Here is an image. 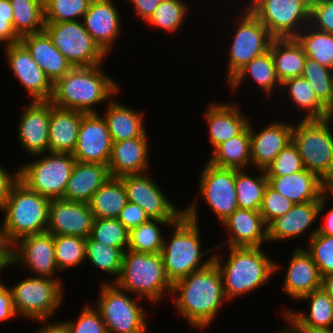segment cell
Returning <instances> with one entry per match:
<instances>
[{
    "label": "cell",
    "instance_id": "cell-29",
    "mask_svg": "<svg viewBox=\"0 0 333 333\" xmlns=\"http://www.w3.org/2000/svg\"><path fill=\"white\" fill-rule=\"evenodd\" d=\"M268 185L295 204L320 201L327 184L305 168L282 176H267Z\"/></svg>",
    "mask_w": 333,
    "mask_h": 333
},
{
    "label": "cell",
    "instance_id": "cell-43",
    "mask_svg": "<svg viewBox=\"0 0 333 333\" xmlns=\"http://www.w3.org/2000/svg\"><path fill=\"white\" fill-rule=\"evenodd\" d=\"M176 221L149 219L130 230L128 249L149 254L161 253L164 235L160 226L170 227Z\"/></svg>",
    "mask_w": 333,
    "mask_h": 333
},
{
    "label": "cell",
    "instance_id": "cell-50",
    "mask_svg": "<svg viewBox=\"0 0 333 333\" xmlns=\"http://www.w3.org/2000/svg\"><path fill=\"white\" fill-rule=\"evenodd\" d=\"M304 169L298 149L291 141L265 169L267 176L290 175Z\"/></svg>",
    "mask_w": 333,
    "mask_h": 333
},
{
    "label": "cell",
    "instance_id": "cell-15",
    "mask_svg": "<svg viewBox=\"0 0 333 333\" xmlns=\"http://www.w3.org/2000/svg\"><path fill=\"white\" fill-rule=\"evenodd\" d=\"M150 176L146 172L120 177L128 201L138 204L150 219L178 221L184 215V208H177Z\"/></svg>",
    "mask_w": 333,
    "mask_h": 333
},
{
    "label": "cell",
    "instance_id": "cell-18",
    "mask_svg": "<svg viewBox=\"0 0 333 333\" xmlns=\"http://www.w3.org/2000/svg\"><path fill=\"white\" fill-rule=\"evenodd\" d=\"M330 199H332V193L326 189L320 197V201L294 204L285 215L275 218L267 225L268 243L292 240L308 233V230H311L313 224H316L319 216L324 212Z\"/></svg>",
    "mask_w": 333,
    "mask_h": 333
},
{
    "label": "cell",
    "instance_id": "cell-37",
    "mask_svg": "<svg viewBox=\"0 0 333 333\" xmlns=\"http://www.w3.org/2000/svg\"><path fill=\"white\" fill-rule=\"evenodd\" d=\"M128 203L124 184L120 178L110 177L92 196L88 203L94 219H117Z\"/></svg>",
    "mask_w": 333,
    "mask_h": 333
},
{
    "label": "cell",
    "instance_id": "cell-41",
    "mask_svg": "<svg viewBox=\"0 0 333 333\" xmlns=\"http://www.w3.org/2000/svg\"><path fill=\"white\" fill-rule=\"evenodd\" d=\"M85 253L86 262L90 261V265L103 271L112 280H104L101 283H114L118 279L124 254L120 248L101 244L89 236L86 238Z\"/></svg>",
    "mask_w": 333,
    "mask_h": 333
},
{
    "label": "cell",
    "instance_id": "cell-46",
    "mask_svg": "<svg viewBox=\"0 0 333 333\" xmlns=\"http://www.w3.org/2000/svg\"><path fill=\"white\" fill-rule=\"evenodd\" d=\"M130 231L118 220L113 218L94 219L90 237L101 244L128 249Z\"/></svg>",
    "mask_w": 333,
    "mask_h": 333
},
{
    "label": "cell",
    "instance_id": "cell-67",
    "mask_svg": "<svg viewBox=\"0 0 333 333\" xmlns=\"http://www.w3.org/2000/svg\"><path fill=\"white\" fill-rule=\"evenodd\" d=\"M315 333H333V330L318 331Z\"/></svg>",
    "mask_w": 333,
    "mask_h": 333
},
{
    "label": "cell",
    "instance_id": "cell-12",
    "mask_svg": "<svg viewBox=\"0 0 333 333\" xmlns=\"http://www.w3.org/2000/svg\"><path fill=\"white\" fill-rule=\"evenodd\" d=\"M274 38H295L309 23L311 0H246Z\"/></svg>",
    "mask_w": 333,
    "mask_h": 333
},
{
    "label": "cell",
    "instance_id": "cell-31",
    "mask_svg": "<svg viewBox=\"0 0 333 333\" xmlns=\"http://www.w3.org/2000/svg\"><path fill=\"white\" fill-rule=\"evenodd\" d=\"M110 177L108 166L105 164L76 162L63 199L89 203L94 193Z\"/></svg>",
    "mask_w": 333,
    "mask_h": 333
},
{
    "label": "cell",
    "instance_id": "cell-32",
    "mask_svg": "<svg viewBox=\"0 0 333 333\" xmlns=\"http://www.w3.org/2000/svg\"><path fill=\"white\" fill-rule=\"evenodd\" d=\"M84 114L56 107L50 102L49 152L70 154L74 152Z\"/></svg>",
    "mask_w": 333,
    "mask_h": 333
},
{
    "label": "cell",
    "instance_id": "cell-61",
    "mask_svg": "<svg viewBox=\"0 0 333 333\" xmlns=\"http://www.w3.org/2000/svg\"><path fill=\"white\" fill-rule=\"evenodd\" d=\"M321 289H323L333 301V274L322 277Z\"/></svg>",
    "mask_w": 333,
    "mask_h": 333
},
{
    "label": "cell",
    "instance_id": "cell-51",
    "mask_svg": "<svg viewBox=\"0 0 333 333\" xmlns=\"http://www.w3.org/2000/svg\"><path fill=\"white\" fill-rule=\"evenodd\" d=\"M74 321L66 320L69 333H108L100 312L90 303L80 310Z\"/></svg>",
    "mask_w": 333,
    "mask_h": 333
},
{
    "label": "cell",
    "instance_id": "cell-42",
    "mask_svg": "<svg viewBox=\"0 0 333 333\" xmlns=\"http://www.w3.org/2000/svg\"><path fill=\"white\" fill-rule=\"evenodd\" d=\"M305 55L333 70V35L308 24L296 37Z\"/></svg>",
    "mask_w": 333,
    "mask_h": 333
},
{
    "label": "cell",
    "instance_id": "cell-22",
    "mask_svg": "<svg viewBox=\"0 0 333 333\" xmlns=\"http://www.w3.org/2000/svg\"><path fill=\"white\" fill-rule=\"evenodd\" d=\"M249 120L251 140V166L265 170L280 151L292 141L293 124L284 121H271L256 130ZM252 124V125H251Z\"/></svg>",
    "mask_w": 333,
    "mask_h": 333
},
{
    "label": "cell",
    "instance_id": "cell-35",
    "mask_svg": "<svg viewBox=\"0 0 333 333\" xmlns=\"http://www.w3.org/2000/svg\"><path fill=\"white\" fill-rule=\"evenodd\" d=\"M269 50L281 83L302 75L307 56L296 38H274Z\"/></svg>",
    "mask_w": 333,
    "mask_h": 333
},
{
    "label": "cell",
    "instance_id": "cell-52",
    "mask_svg": "<svg viewBox=\"0 0 333 333\" xmlns=\"http://www.w3.org/2000/svg\"><path fill=\"white\" fill-rule=\"evenodd\" d=\"M294 204V202L267 185L259 211L264 223L268 225L275 218L285 215Z\"/></svg>",
    "mask_w": 333,
    "mask_h": 333
},
{
    "label": "cell",
    "instance_id": "cell-13",
    "mask_svg": "<svg viewBox=\"0 0 333 333\" xmlns=\"http://www.w3.org/2000/svg\"><path fill=\"white\" fill-rule=\"evenodd\" d=\"M44 31L73 67L96 66L108 56L87 32L82 20L45 22Z\"/></svg>",
    "mask_w": 333,
    "mask_h": 333
},
{
    "label": "cell",
    "instance_id": "cell-23",
    "mask_svg": "<svg viewBox=\"0 0 333 333\" xmlns=\"http://www.w3.org/2000/svg\"><path fill=\"white\" fill-rule=\"evenodd\" d=\"M300 300L307 301L309 313L289 308L282 312L293 333L333 330V301L323 289L314 290Z\"/></svg>",
    "mask_w": 333,
    "mask_h": 333
},
{
    "label": "cell",
    "instance_id": "cell-60",
    "mask_svg": "<svg viewBox=\"0 0 333 333\" xmlns=\"http://www.w3.org/2000/svg\"><path fill=\"white\" fill-rule=\"evenodd\" d=\"M333 198V194H332ZM333 200V199H332ZM324 224L318 225V227H315L314 230L312 229L309 238H311L316 232L318 234L322 235H329L333 236V207L329 209L327 212V215L325 217V220L323 222Z\"/></svg>",
    "mask_w": 333,
    "mask_h": 333
},
{
    "label": "cell",
    "instance_id": "cell-49",
    "mask_svg": "<svg viewBox=\"0 0 333 333\" xmlns=\"http://www.w3.org/2000/svg\"><path fill=\"white\" fill-rule=\"evenodd\" d=\"M307 240L308 249H304L318 266L321 277L333 274V236L316 232Z\"/></svg>",
    "mask_w": 333,
    "mask_h": 333
},
{
    "label": "cell",
    "instance_id": "cell-6",
    "mask_svg": "<svg viewBox=\"0 0 333 333\" xmlns=\"http://www.w3.org/2000/svg\"><path fill=\"white\" fill-rule=\"evenodd\" d=\"M114 283L134 296L146 298L153 305L172 293V284L166 276L161 253L149 254L127 249L123 254L120 275Z\"/></svg>",
    "mask_w": 333,
    "mask_h": 333
},
{
    "label": "cell",
    "instance_id": "cell-65",
    "mask_svg": "<svg viewBox=\"0 0 333 333\" xmlns=\"http://www.w3.org/2000/svg\"><path fill=\"white\" fill-rule=\"evenodd\" d=\"M288 327H285L284 329H279L278 331L276 330V332L274 331L273 333H293L292 327L287 324Z\"/></svg>",
    "mask_w": 333,
    "mask_h": 333
},
{
    "label": "cell",
    "instance_id": "cell-48",
    "mask_svg": "<svg viewBox=\"0 0 333 333\" xmlns=\"http://www.w3.org/2000/svg\"><path fill=\"white\" fill-rule=\"evenodd\" d=\"M92 0H47L44 3L45 22L82 20Z\"/></svg>",
    "mask_w": 333,
    "mask_h": 333
},
{
    "label": "cell",
    "instance_id": "cell-26",
    "mask_svg": "<svg viewBox=\"0 0 333 333\" xmlns=\"http://www.w3.org/2000/svg\"><path fill=\"white\" fill-rule=\"evenodd\" d=\"M148 133L142 137L113 142L108 169L111 177L120 178L126 175L149 172Z\"/></svg>",
    "mask_w": 333,
    "mask_h": 333
},
{
    "label": "cell",
    "instance_id": "cell-58",
    "mask_svg": "<svg viewBox=\"0 0 333 333\" xmlns=\"http://www.w3.org/2000/svg\"><path fill=\"white\" fill-rule=\"evenodd\" d=\"M134 6L135 15L145 23L154 13L162 0H127Z\"/></svg>",
    "mask_w": 333,
    "mask_h": 333
},
{
    "label": "cell",
    "instance_id": "cell-19",
    "mask_svg": "<svg viewBox=\"0 0 333 333\" xmlns=\"http://www.w3.org/2000/svg\"><path fill=\"white\" fill-rule=\"evenodd\" d=\"M112 146L113 141L103 116L100 113L84 114L72 153L76 162L108 165Z\"/></svg>",
    "mask_w": 333,
    "mask_h": 333
},
{
    "label": "cell",
    "instance_id": "cell-36",
    "mask_svg": "<svg viewBox=\"0 0 333 333\" xmlns=\"http://www.w3.org/2000/svg\"><path fill=\"white\" fill-rule=\"evenodd\" d=\"M210 155L209 163L223 168L246 169L251 166L249 125L236 137L219 144Z\"/></svg>",
    "mask_w": 333,
    "mask_h": 333
},
{
    "label": "cell",
    "instance_id": "cell-63",
    "mask_svg": "<svg viewBox=\"0 0 333 333\" xmlns=\"http://www.w3.org/2000/svg\"><path fill=\"white\" fill-rule=\"evenodd\" d=\"M0 16L13 17V10L10 0H0Z\"/></svg>",
    "mask_w": 333,
    "mask_h": 333
},
{
    "label": "cell",
    "instance_id": "cell-2",
    "mask_svg": "<svg viewBox=\"0 0 333 333\" xmlns=\"http://www.w3.org/2000/svg\"><path fill=\"white\" fill-rule=\"evenodd\" d=\"M194 200L184 208V215L170 226L173 228L170 239L164 238L161 255L166 276L172 285L193 271L208 266L214 260V255L203 260L207 253L215 250V245L202 251L198 223L199 208H197V198Z\"/></svg>",
    "mask_w": 333,
    "mask_h": 333
},
{
    "label": "cell",
    "instance_id": "cell-54",
    "mask_svg": "<svg viewBox=\"0 0 333 333\" xmlns=\"http://www.w3.org/2000/svg\"><path fill=\"white\" fill-rule=\"evenodd\" d=\"M117 219L130 231L147 222L150 218L138 204L128 201Z\"/></svg>",
    "mask_w": 333,
    "mask_h": 333
},
{
    "label": "cell",
    "instance_id": "cell-62",
    "mask_svg": "<svg viewBox=\"0 0 333 333\" xmlns=\"http://www.w3.org/2000/svg\"><path fill=\"white\" fill-rule=\"evenodd\" d=\"M11 266V258L8 250H1L0 251V277L2 274V270L9 268ZM1 279V278H0ZM3 284L0 280V286Z\"/></svg>",
    "mask_w": 333,
    "mask_h": 333
},
{
    "label": "cell",
    "instance_id": "cell-47",
    "mask_svg": "<svg viewBox=\"0 0 333 333\" xmlns=\"http://www.w3.org/2000/svg\"><path fill=\"white\" fill-rule=\"evenodd\" d=\"M301 77L312 85L316 96L326 106L333 93V70L307 57Z\"/></svg>",
    "mask_w": 333,
    "mask_h": 333
},
{
    "label": "cell",
    "instance_id": "cell-8",
    "mask_svg": "<svg viewBox=\"0 0 333 333\" xmlns=\"http://www.w3.org/2000/svg\"><path fill=\"white\" fill-rule=\"evenodd\" d=\"M94 307L100 312L108 333H148L147 310L140 306L142 298L115 283H101ZM136 298V299H135Z\"/></svg>",
    "mask_w": 333,
    "mask_h": 333
},
{
    "label": "cell",
    "instance_id": "cell-9",
    "mask_svg": "<svg viewBox=\"0 0 333 333\" xmlns=\"http://www.w3.org/2000/svg\"><path fill=\"white\" fill-rule=\"evenodd\" d=\"M34 156L35 160L20 164L18 167L19 180L30 190L50 200L63 199L76 163L73 155L47 152Z\"/></svg>",
    "mask_w": 333,
    "mask_h": 333
},
{
    "label": "cell",
    "instance_id": "cell-24",
    "mask_svg": "<svg viewBox=\"0 0 333 333\" xmlns=\"http://www.w3.org/2000/svg\"><path fill=\"white\" fill-rule=\"evenodd\" d=\"M113 0H92L82 22L93 40L110 54L121 34L122 17Z\"/></svg>",
    "mask_w": 333,
    "mask_h": 333
},
{
    "label": "cell",
    "instance_id": "cell-30",
    "mask_svg": "<svg viewBox=\"0 0 333 333\" xmlns=\"http://www.w3.org/2000/svg\"><path fill=\"white\" fill-rule=\"evenodd\" d=\"M20 42L27 48L52 84L73 68L66 57L54 46L45 31L23 36Z\"/></svg>",
    "mask_w": 333,
    "mask_h": 333
},
{
    "label": "cell",
    "instance_id": "cell-17",
    "mask_svg": "<svg viewBox=\"0 0 333 333\" xmlns=\"http://www.w3.org/2000/svg\"><path fill=\"white\" fill-rule=\"evenodd\" d=\"M5 60L17 79L32 99L31 101H50L53 94V84L44 71L32 58L27 48L21 43L3 47Z\"/></svg>",
    "mask_w": 333,
    "mask_h": 333
},
{
    "label": "cell",
    "instance_id": "cell-16",
    "mask_svg": "<svg viewBox=\"0 0 333 333\" xmlns=\"http://www.w3.org/2000/svg\"><path fill=\"white\" fill-rule=\"evenodd\" d=\"M8 251L12 266L21 264V267L25 266L34 277L53 278L63 284L60 276H56L59 270L56 266L53 234L44 232L24 236L15 242Z\"/></svg>",
    "mask_w": 333,
    "mask_h": 333
},
{
    "label": "cell",
    "instance_id": "cell-55",
    "mask_svg": "<svg viewBox=\"0 0 333 333\" xmlns=\"http://www.w3.org/2000/svg\"><path fill=\"white\" fill-rule=\"evenodd\" d=\"M18 316L13 302V295L9 285L3 283L0 286V323L7 322Z\"/></svg>",
    "mask_w": 333,
    "mask_h": 333
},
{
    "label": "cell",
    "instance_id": "cell-1",
    "mask_svg": "<svg viewBox=\"0 0 333 333\" xmlns=\"http://www.w3.org/2000/svg\"><path fill=\"white\" fill-rule=\"evenodd\" d=\"M171 298L175 300L177 313L197 330L211 326L223 303L228 302L221 273L214 261L175 282Z\"/></svg>",
    "mask_w": 333,
    "mask_h": 333
},
{
    "label": "cell",
    "instance_id": "cell-3",
    "mask_svg": "<svg viewBox=\"0 0 333 333\" xmlns=\"http://www.w3.org/2000/svg\"><path fill=\"white\" fill-rule=\"evenodd\" d=\"M101 67L102 64L73 67L53 84L50 102L62 109L99 113L95 105L111 101L120 91L117 81Z\"/></svg>",
    "mask_w": 333,
    "mask_h": 333
},
{
    "label": "cell",
    "instance_id": "cell-38",
    "mask_svg": "<svg viewBox=\"0 0 333 333\" xmlns=\"http://www.w3.org/2000/svg\"><path fill=\"white\" fill-rule=\"evenodd\" d=\"M284 90H283V89ZM282 91H286L290 102L303 112L300 119H324L327 118L326 106L316 96L312 85L303 77H295L281 83Z\"/></svg>",
    "mask_w": 333,
    "mask_h": 333
},
{
    "label": "cell",
    "instance_id": "cell-39",
    "mask_svg": "<svg viewBox=\"0 0 333 333\" xmlns=\"http://www.w3.org/2000/svg\"><path fill=\"white\" fill-rule=\"evenodd\" d=\"M260 173L248 175L246 169H235V189L239 209L259 210L268 179L265 170L256 169Z\"/></svg>",
    "mask_w": 333,
    "mask_h": 333
},
{
    "label": "cell",
    "instance_id": "cell-45",
    "mask_svg": "<svg viewBox=\"0 0 333 333\" xmlns=\"http://www.w3.org/2000/svg\"><path fill=\"white\" fill-rule=\"evenodd\" d=\"M85 247L86 238L54 235V254L58 270L62 272L82 266L86 261Z\"/></svg>",
    "mask_w": 333,
    "mask_h": 333
},
{
    "label": "cell",
    "instance_id": "cell-10",
    "mask_svg": "<svg viewBox=\"0 0 333 333\" xmlns=\"http://www.w3.org/2000/svg\"><path fill=\"white\" fill-rule=\"evenodd\" d=\"M64 286L57 279L34 276L10 286L16 314L26 320H50L63 304Z\"/></svg>",
    "mask_w": 333,
    "mask_h": 333
},
{
    "label": "cell",
    "instance_id": "cell-34",
    "mask_svg": "<svg viewBox=\"0 0 333 333\" xmlns=\"http://www.w3.org/2000/svg\"><path fill=\"white\" fill-rule=\"evenodd\" d=\"M246 78L252 79L254 84L259 86L262 93L269 97L274 94L276 88L281 90V82L277 77L274 67V61L271 51L253 58L244 67H242L227 83L232 91H236L242 87L243 81Z\"/></svg>",
    "mask_w": 333,
    "mask_h": 333
},
{
    "label": "cell",
    "instance_id": "cell-5",
    "mask_svg": "<svg viewBox=\"0 0 333 333\" xmlns=\"http://www.w3.org/2000/svg\"><path fill=\"white\" fill-rule=\"evenodd\" d=\"M51 200L30 190L18 180L11 188L2 210L0 247L8 250L20 238L47 232Z\"/></svg>",
    "mask_w": 333,
    "mask_h": 333
},
{
    "label": "cell",
    "instance_id": "cell-40",
    "mask_svg": "<svg viewBox=\"0 0 333 333\" xmlns=\"http://www.w3.org/2000/svg\"><path fill=\"white\" fill-rule=\"evenodd\" d=\"M13 10V28L22 38L44 31V2L42 0H10Z\"/></svg>",
    "mask_w": 333,
    "mask_h": 333
},
{
    "label": "cell",
    "instance_id": "cell-25",
    "mask_svg": "<svg viewBox=\"0 0 333 333\" xmlns=\"http://www.w3.org/2000/svg\"><path fill=\"white\" fill-rule=\"evenodd\" d=\"M222 225L229 238L215 246V249L223 246L263 247V243H268L267 225L259 210L237 209L222 222Z\"/></svg>",
    "mask_w": 333,
    "mask_h": 333
},
{
    "label": "cell",
    "instance_id": "cell-59",
    "mask_svg": "<svg viewBox=\"0 0 333 333\" xmlns=\"http://www.w3.org/2000/svg\"><path fill=\"white\" fill-rule=\"evenodd\" d=\"M36 321L41 322V324L43 325H41L42 326L41 328L38 327V329L32 333H69V328L65 321L50 322L49 319L36 320Z\"/></svg>",
    "mask_w": 333,
    "mask_h": 333
},
{
    "label": "cell",
    "instance_id": "cell-11",
    "mask_svg": "<svg viewBox=\"0 0 333 333\" xmlns=\"http://www.w3.org/2000/svg\"><path fill=\"white\" fill-rule=\"evenodd\" d=\"M233 29V38L228 48V66L226 81L228 82L242 67L253 58L269 51L274 37L267 27L247 8L243 7Z\"/></svg>",
    "mask_w": 333,
    "mask_h": 333
},
{
    "label": "cell",
    "instance_id": "cell-56",
    "mask_svg": "<svg viewBox=\"0 0 333 333\" xmlns=\"http://www.w3.org/2000/svg\"><path fill=\"white\" fill-rule=\"evenodd\" d=\"M5 169L0 165V211L6 204L12 186L19 180V168L13 174Z\"/></svg>",
    "mask_w": 333,
    "mask_h": 333
},
{
    "label": "cell",
    "instance_id": "cell-21",
    "mask_svg": "<svg viewBox=\"0 0 333 333\" xmlns=\"http://www.w3.org/2000/svg\"><path fill=\"white\" fill-rule=\"evenodd\" d=\"M17 125L20 145L31 156L49 152L50 101H30Z\"/></svg>",
    "mask_w": 333,
    "mask_h": 333
},
{
    "label": "cell",
    "instance_id": "cell-64",
    "mask_svg": "<svg viewBox=\"0 0 333 333\" xmlns=\"http://www.w3.org/2000/svg\"><path fill=\"white\" fill-rule=\"evenodd\" d=\"M326 115H327V118L333 119V93H332L331 100L326 105Z\"/></svg>",
    "mask_w": 333,
    "mask_h": 333
},
{
    "label": "cell",
    "instance_id": "cell-28",
    "mask_svg": "<svg viewBox=\"0 0 333 333\" xmlns=\"http://www.w3.org/2000/svg\"><path fill=\"white\" fill-rule=\"evenodd\" d=\"M238 104L216 103L209 104L204 112L209 133V144L214 150L219 144L239 135L251 118L245 117Z\"/></svg>",
    "mask_w": 333,
    "mask_h": 333
},
{
    "label": "cell",
    "instance_id": "cell-66",
    "mask_svg": "<svg viewBox=\"0 0 333 333\" xmlns=\"http://www.w3.org/2000/svg\"><path fill=\"white\" fill-rule=\"evenodd\" d=\"M327 189L333 194V181L327 185Z\"/></svg>",
    "mask_w": 333,
    "mask_h": 333
},
{
    "label": "cell",
    "instance_id": "cell-14",
    "mask_svg": "<svg viewBox=\"0 0 333 333\" xmlns=\"http://www.w3.org/2000/svg\"><path fill=\"white\" fill-rule=\"evenodd\" d=\"M199 195L220 224L239 209L235 189V169L205 163L199 177Z\"/></svg>",
    "mask_w": 333,
    "mask_h": 333
},
{
    "label": "cell",
    "instance_id": "cell-33",
    "mask_svg": "<svg viewBox=\"0 0 333 333\" xmlns=\"http://www.w3.org/2000/svg\"><path fill=\"white\" fill-rule=\"evenodd\" d=\"M105 105L107 108L101 115L106 121L113 142L142 137L147 132L142 110L129 108L114 98Z\"/></svg>",
    "mask_w": 333,
    "mask_h": 333
},
{
    "label": "cell",
    "instance_id": "cell-4",
    "mask_svg": "<svg viewBox=\"0 0 333 333\" xmlns=\"http://www.w3.org/2000/svg\"><path fill=\"white\" fill-rule=\"evenodd\" d=\"M228 250L225 261L223 254L216 252L213 261L219 268L224 295L230 302L240 295L260 289L281 267L261 247H228Z\"/></svg>",
    "mask_w": 333,
    "mask_h": 333
},
{
    "label": "cell",
    "instance_id": "cell-57",
    "mask_svg": "<svg viewBox=\"0 0 333 333\" xmlns=\"http://www.w3.org/2000/svg\"><path fill=\"white\" fill-rule=\"evenodd\" d=\"M20 39L13 28V17L0 16V45L5 47L20 42Z\"/></svg>",
    "mask_w": 333,
    "mask_h": 333
},
{
    "label": "cell",
    "instance_id": "cell-7",
    "mask_svg": "<svg viewBox=\"0 0 333 333\" xmlns=\"http://www.w3.org/2000/svg\"><path fill=\"white\" fill-rule=\"evenodd\" d=\"M332 118L300 119L293 125L292 142L298 149L306 170L316 174L327 185L333 181Z\"/></svg>",
    "mask_w": 333,
    "mask_h": 333
},
{
    "label": "cell",
    "instance_id": "cell-20",
    "mask_svg": "<svg viewBox=\"0 0 333 333\" xmlns=\"http://www.w3.org/2000/svg\"><path fill=\"white\" fill-rule=\"evenodd\" d=\"M94 215L88 203L52 199L48 211L47 232L88 238Z\"/></svg>",
    "mask_w": 333,
    "mask_h": 333
},
{
    "label": "cell",
    "instance_id": "cell-27",
    "mask_svg": "<svg viewBox=\"0 0 333 333\" xmlns=\"http://www.w3.org/2000/svg\"><path fill=\"white\" fill-rule=\"evenodd\" d=\"M303 246H297L292 251V256L287 267L283 282L284 294L294 301L321 288L322 277L318 266Z\"/></svg>",
    "mask_w": 333,
    "mask_h": 333
},
{
    "label": "cell",
    "instance_id": "cell-44",
    "mask_svg": "<svg viewBox=\"0 0 333 333\" xmlns=\"http://www.w3.org/2000/svg\"><path fill=\"white\" fill-rule=\"evenodd\" d=\"M184 0H162L154 13L145 22L151 27L160 28L168 34H175L183 26L190 6Z\"/></svg>",
    "mask_w": 333,
    "mask_h": 333
},
{
    "label": "cell",
    "instance_id": "cell-53",
    "mask_svg": "<svg viewBox=\"0 0 333 333\" xmlns=\"http://www.w3.org/2000/svg\"><path fill=\"white\" fill-rule=\"evenodd\" d=\"M309 24L333 35V0H311Z\"/></svg>",
    "mask_w": 333,
    "mask_h": 333
}]
</instances>
